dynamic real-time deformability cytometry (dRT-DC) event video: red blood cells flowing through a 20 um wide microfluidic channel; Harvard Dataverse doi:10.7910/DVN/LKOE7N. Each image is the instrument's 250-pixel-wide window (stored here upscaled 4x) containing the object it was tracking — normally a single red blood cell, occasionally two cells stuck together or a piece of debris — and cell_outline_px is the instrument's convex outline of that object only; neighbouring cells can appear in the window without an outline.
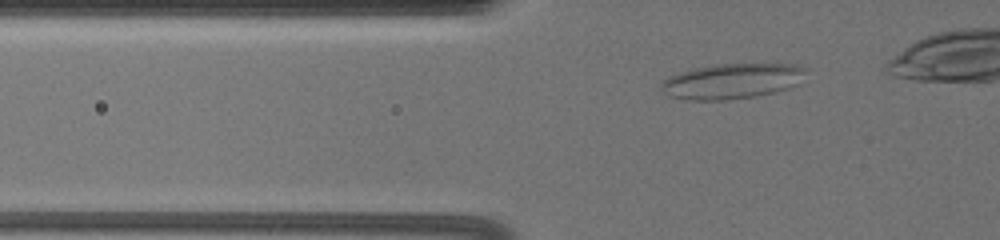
{"species": "common noctule bat (a hibernating species)", "species_latin": "Nyctalus noctula", "temperature_condition": "warm", "stored_images_in_passage": 39, "camera_frame_rate_fps": 3000, "um_per_image_px": 0.085, "animal": {"sex": "female", "body_mass_g": 19.5, "forearm_length_mm": 54.1}, "frame": {"image": 1, "passage_image": 4, "time_ms": 1.0, "image_size_px": [1000, 240], "cell_outline_px": [[808, 68], [796, 84], [788, 88], [772, 92], [752, 96], [720, 100], [692, 100], [672, 96], [664, 92], [660, 88], [660, 84], [668, 76], [680, 72], [696, 68], [720, 64], [792, 64]], "centroid_in_image_um": [62.19, 6.88], "position_along_channel_um": 63.6, "area_um2": 29.13}}
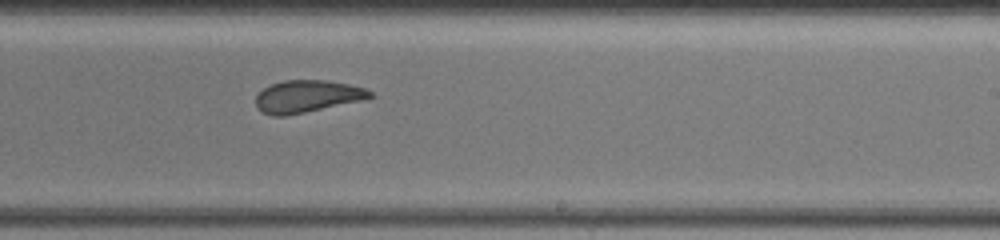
{"frame": {"image": 2, "passage_image": 23, "time_ms": 7.333, "image_size_px": [1000, 240], "cell_outline_px": [[372, 96], [356, 100], [304, 112], [284, 116], [272, 116], [256, 108], [256, 96], [264, 88], [272, 84], [284, 80], [324, 80], [348, 84], [364, 88], [372, 92]], "centroid_in_image_um": [26.01, 8.18], "position_along_channel_um": 263.0, "area_um2": 20.75}}
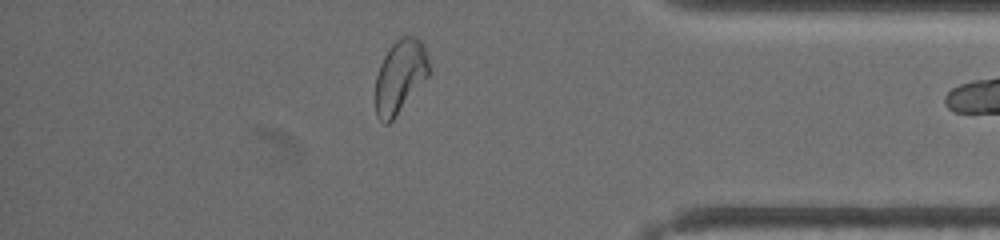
{"frame": {"image": 3, "passage_image": 37, "time_ms": 12.0, "image_size_px": [1000, 240], "cell_outline_px": [[428, 76], [392, 120], [388, 124], [384, 124], [376, 116], [376, 76], [380, 64], [388, 48], [400, 36], [416, 36], [424, 44], [428, 56]], "centroid_in_image_um": [34.0, 6.46], "position_along_channel_um": 401.2, "area_um2": 22.72}}